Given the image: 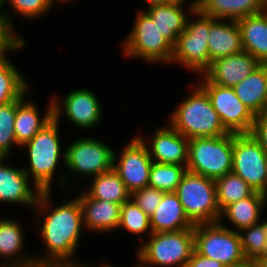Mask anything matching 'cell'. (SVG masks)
<instances>
[{"label": "cell", "instance_id": "1", "mask_svg": "<svg viewBox=\"0 0 267 267\" xmlns=\"http://www.w3.org/2000/svg\"><path fill=\"white\" fill-rule=\"evenodd\" d=\"M66 192L64 202L58 204L54 191H42L31 212V230L44 245L39 253L34 252L36 266L69 267L81 261L77 252L86 233L82 207L73 192Z\"/></svg>", "mask_w": 267, "mask_h": 267}, {"label": "cell", "instance_id": "2", "mask_svg": "<svg viewBox=\"0 0 267 267\" xmlns=\"http://www.w3.org/2000/svg\"><path fill=\"white\" fill-rule=\"evenodd\" d=\"M60 126L63 125L53 118L20 148V152L22 150H24L22 153L26 152L22 155H26L27 160L25 166L22 167L41 192L56 191L53 189V183L57 182L55 186L59 185V193H63L61 190L65 193L66 142H63L62 136L60 137L62 135L60 133L62 127ZM59 167L63 168L60 169Z\"/></svg>", "mask_w": 267, "mask_h": 267}, {"label": "cell", "instance_id": "3", "mask_svg": "<svg viewBox=\"0 0 267 267\" xmlns=\"http://www.w3.org/2000/svg\"><path fill=\"white\" fill-rule=\"evenodd\" d=\"M191 81L187 86L189 93L170 110L165 122L189 140L228 134L207 93Z\"/></svg>", "mask_w": 267, "mask_h": 267}, {"label": "cell", "instance_id": "4", "mask_svg": "<svg viewBox=\"0 0 267 267\" xmlns=\"http://www.w3.org/2000/svg\"><path fill=\"white\" fill-rule=\"evenodd\" d=\"M114 150L115 148L106 140L97 136L93 137L90 134H81L80 137L77 135V138L75 136L74 139L67 141L65 192L80 188L82 184L79 183L84 182V180V183H86L87 179L89 180V178L91 179L113 169Z\"/></svg>", "mask_w": 267, "mask_h": 267}, {"label": "cell", "instance_id": "5", "mask_svg": "<svg viewBox=\"0 0 267 267\" xmlns=\"http://www.w3.org/2000/svg\"><path fill=\"white\" fill-rule=\"evenodd\" d=\"M136 11L130 30L127 31L129 33L119 43L122 58L130 62L140 60L150 66L170 65L173 44L161 34L144 11L138 9Z\"/></svg>", "mask_w": 267, "mask_h": 267}, {"label": "cell", "instance_id": "6", "mask_svg": "<svg viewBox=\"0 0 267 267\" xmlns=\"http://www.w3.org/2000/svg\"><path fill=\"white\" fill-rule=\"evenodd\" d=\"M136 248L135 258L146 267H185L194 251V228L152 233Z\"/></svg>", "mask_w": 267, "mask_h": 267}, {"label": "cell", "instance_id": "7", "mask_svg": "<svg viewBox=\"0 0 267 267\" xmlns=\"http://www.w3.org/2000/svg\"><path fill=\"white\" fill-rule=\"evenodd\" d=\"M53 94V95H52ZM53 116L61 125L62 121L70 126L79 129L82 134L93 132L96 127L101 128V122L104 116V102L100 96L88 87H74L65 94L58 92L52 93ZM99 96V97H98ZM102 102V103H101ZM62 119V120H61Z\"/></svg>", "mask_w": 267, "mask_h": 267}, {"label": "cell", "instance_id": "8", "mask_svg": "<svg viewBox=\"0 0 267 267\" xmlns=\"http://www.w3.org/2000/svg\"><path fill=\"white\" fill-rule=\"evenodd\" d=\"M210 17L202 14L197 8L189 16L185 30L178 36L173 45L170 65L187 69V73L201 75L210 65L208 52V35Z\"/></svg>", "mask_w": 267, "mask_h": 267}, {"label": "cell", "instance_id": "9", "mask_svg": "<svg viewBox=\"0 0 267 267\" xmlns=\"http://www.w3.org/2000/svg\"><path fill=\"white\" fill-rule=\"evenodd\" d=\"M232 167L233 133L189 140L187 171L216 180Z\"/></svg>", "mask_w": 267, "mask_h": 267}, {"label": "cell", "instance_id": "10", "mask_svg": "<svg viewBox=\"0 0 267 267\" xmlns=\"http://www.w3.org/2000/svg\"><path fill=\"white\" fill-rule=\"evenodd\" d=\"M189 220L194 224L218 223L215 180L187 171L175 191Z\"/></svg>", "mask_w": 267, "mask_h": 267}, {"label": "cell", "instance_id": "11", "mask_svg": "<svg viewBox=\"0 0 267 267\" xmlns=\"http://www.w3.org/2000/svg\"><path fill=\"white\" fill-rule=\"evenodd\" d=\"M194 250L225 266L245 258L238 231L226 228L219 222L194 226Z\"/></svg>", "mask_w": 267, "mask_h": 267}, {"label": "cell", "instance_id": "12", "mask_svg": "<svg viewBox=\"0 0 267 267\" xmlns=\"http://www.w3.org/2000/svg\"><path fill=\"white\" fill-rule=\"evenodd\" d=\"M232 172L255 192L267 195V154L252 134L233 133Z\"/></svg>", "mask_w": 267, "mask_h": 267}, {"label": "cell", "instance_id": "13", "mask_svg": "<svg viewBox=\"0 0 267 267\" xmlns=\"http://www.w3.org/2000/svg\"><path fill=\"white\" fill-rule=\"evenodd\" d=\"M127 142L123 148H119L120 151L118 148L114 150L113 169L124 182L128 192L132 194L149 185L153 161L147 146L136 134Z\"/></svg>", "mask_w": 267, "mask_h": 267}, {"label": "cell", "instance_id": "14", "mask_svg": "<svg viewBox=\"0 0 267 267\" xmlns=\"http://www.w3.org/2000/svg\"><path fill=\"white\" fill-rule=\"evenodd\" d=\"M208 95L214 110L229 133L251 134L255 115L236 96L233 87L197 83Z\"/></svg>", "mask_w": 267, "mask_h": 267}, {"label": "cell", "instance_id": "15", "mask_svg": "<svg viewBox=\"0 0 267 267\" xmlns=\"http://www.w3.org/2000/svg\"><path fill=\"white\" fill-rule=\"evenodd\" d=\"M154 130L152 134L148 132L145 134L142 130L136 131V135L147 146L152 161L159 164L187 166L189 139L167 122L165 125L158 124Z\"/></svg>", "mask_w": 267, "mask_h": 267}, {"label": "cell", "instance_id": "16", "mask_svg": "<svg viewBox=\"0 0 267 267\" xmlns=\"http://www.w3.org/2000/svg\"><path fill=\"white\" fill-rule=\"evenodd\" d=\"M11 161L12 158L0 157V207L4 204L13 208L24 206L31 212L41 191L30 180L23 167L15 166Z\"/></svg>", "mask_w": 267, "mask_h": 267}, {"label": "cell", "instance_id": "17", "mask_svg": "<svg viewBox=\"0 0 267 267\" xmlns=\"http://www.w3.org/2000/svg\"><path fill=\"white\" fill-rule=\"evenodd\" d=\"M7 216H0V267H37L34 251L27 249L26 226Z\"/></svg>", "mask_w": 267, "mask_h": 267}, {"label": "cell", "instance_id": "18", "mask_svg": "<svg viewBox=\"0 0 267 267\" xmlns=\"http://www.w3.org/2000/svg\"><path fill=\"white\" fill-rule=\"evenodd\" d=\"M260 65L261 63L255 57L243 50L236 54L215 59L194 80L196 83H213L224 87H234Z\"/></svg>", "mask_w": 267, "mask_h": 267}, {"label": "cell", "instance_id": "19", "mask_svg": "<svg viewBox=\"0 0 267 267\" xmlns=\"http://www.w3.org/2000/svg\"><path fill=\"white\" fill-rule=\"evenodd\" d=\"M71 192H74L73 194L81 204L86 234L88 232L91 233L90 235L93 233L113 235L114 232H117L122 205L106 200L93 199L81 188H76Z\"/></svg>", "mask_w": 267, "mask_h": 267}, {"label": "cell", "instance_id": "20", "mask_svg": "<svg viewBox=\"0 0 267 267\" xmlns=\"http://www.w3.org/2000/svg\"><path fill=\"white\" fill-rule=\"evenodd\" d=\"M30 89L21 99H16V116L14 121V133L17 145L21 148L29 142L47 123L53 118V99L50 95L46 99L45 110L39 107L38 103L32 99ZM36 102V103H35ZM40 108V109H39ZM43 112V113H42Z\"/></svg>", "mask_w": 267, "mask_h": 267}, {"label": "cell", "instance_id": "21", "mask_svg": "<svg viewBox=\"0 0 267 267\" xmlns=\"http://www.w3.org/2000/svg\"><path fill=\"white\" fill-rule=\"evenodd\" d=\"M196 9V0L151 6L144 12L173 45L178 36L185 30L189 16Z\"/></svg>", "mask_w": 267, "mask_h": 267}, {"label": "cell", "instance_id": "22", "mask_svg": "<svg viewBox=\"0 0 267 267\" xmlns=\"http://www.w3.org/2000/svg\"><path fill=\"white\" fill-rule=\"evenodd\" d=\"M265 209H267V195L254 191L250 196L227 205L221 211L219 223L226 228L239 231L265 217L264 214L267 212Z\"/></svg>", "mask_w": 267, "mask_h": 267}, {"label": "cell", "instance_id": "23", "mask_svg": "<svg viewBox=\"0 0 267 267\" xmlns=\"http://www.w3.org/2000/svg\"><path fill=\"white\" fill-rule=\"evenodd\" d=\"M27 45H29L27 40H20L0 60V106L21 99L30 89H33L31 82L20 71V66L17 67L11 58L14 53L19 54L24 51Z\"/></svg>", "mask_w": 267, "mask_h": 267}, {"label": "cell", "instance_id": "24", "mask_svg": "<svg viewBox=\"0 0 267 267\" xmlns=\"http://www.w3.org/2000/svg\"><path fill=\"white\" fill-rule=\"evenodd\" d=\"M243 51L238 23L210 17L208 52L210 63L215 59Z\"/></svg>", "mask_w": 267, "mask_h": 267}, {"label": "cell", "instance_id": "25", "mask_svg": "<svg viewBox=\"0 0 267 267\" xmlns=\"http://www.w3.org/2000/svg\"><path fill=\"white\" fill-rule=\"evenodd\" d=\"M152 233L194 228L175 192L164 193L161 202L150 216Z\"/></svg>", "mask_w": 267, "mask_h": 267}, {"label": "cell", "instance_id": "26", "mask_svg": "<svg viewBox=\"0 0 267 267\" xmlns=\"http://www.w3.org/2000/svg\"><path fill=\"white\" fill-rule=\"evenodd\" d=\"M243 50L267 64V15L257 13L237 20Z\"/></svg>", "mask_w": 267, "mask_h": 267}, {"label": "cell", "instance_id": "27", "mask_svg": "<svg viewBox=\"0 0 267 267\" xmlns=\"http://www.w3.org/2000/svg\"><path fill=\"white\" fill-rule=\"evenodd\" d=\"M233 89L255 116L267 111V64H261Z\"/></svg>", "mask_w": 267, "mask_h": 267}, {"label": "cell", "instance_id": "28", "mask_svg": "<svg viewBox=\"0 0 267 267\" xmlns=\"http://www.w3.org/2000/svg\"><path fill=\"white\" fill-rule=\"evenodd\" d=\"M54 6L57 5L52 0H5V30L11 32L19 40H26L24 35L21 36L19 31H16L14 19L22 18L24 19L22 22L26 21L27 23L39 21V19L49 16L55 8Z\"/></svg>", "mask_w": 267, "mask_h": 267}, {"label": "cell", "instance_id": "29", "mask_svg": "<svg viewBox=\"0 0 267 267\" xmlns=\"http://www.w3.org/2000/svg\"><path fill=\"white\" fill-rule=\"evenodd\" d=\"M196 8L214 19L237 21L260 13V0H196Z\"/></svg>", "mask_w": 267, "mask_h": 267}, {"label": "cell", "instance_id": "30", "mask_svg": "<svg viewBox=\"0 0 267 267\" xmlns=\"http://www.w3.org/2000/svg\"><path fill=\"white\" fill-rule=\"evenodd\" d=\"M87 181L89 184L88 182L82 183L85 188L84 186L80 188L93 199L106 200L120 205L130 199L131 194L114 169L99 174Z\"/></svg>", "mask_w": 267, "mask_h": 267}, {"label": "cell", "instance_id": "31", "mask_svg": "<svg viewBox=\"0 0 267 267\" xmlns=\"http://www.w3.org/2000/svg\"><path fill=\"white\" fill-rule=\"evenodd\" d=\"M122 230L126 234L129 233L140 239L136 246L141 245L145 241V236L147 239L152 234L150 217L131 198L121 206L120 222L117 231L122 232Z\"/></svg>", "mask_w": 267, "mask_h": 267}, {"label": "cell", "instance_id": "32", "mask_svg": "<svg viewBox=\"0 0 267 267\" xmlns=\"http://www.w3.org/2000/svg\"><path fill=\"white\" fill-rule=\"evenodd\" d=\"M238 234L245 258L258 260L267 253V216L239 230Z\"/></svg>", "mask_w": 267, "mask_h": 267}, {"label": "cell", "instance_id": "33", "mask_svg": "<svg viewBox=\"0 0 267 267\" xmlns=\"http://www.w3.org/2000/svg\"><path fill=\"white\" fill-rule=\"evenodd\" d=\"M215 183L220 211L230 203L244 199L254 192L247 182L233 172L216 179Z\"/></svg>", "mask_w": 267, "mask_h": 267}, {"label": "cell", "instance_id": "34", "mask_svg": "<svg viewBox=\"0 0 267 267\" xmlns=\"http://www.w3.org/2000/svg\"><path fill=\"white\" fill-rule=\"evenodd\" d=\"M186 172L187 166H181L178 164H159L153 162L151 165L148 186L165 193L175 192Z\"/></svg>", "mask_w": 267, "mask_h": 267}, {"label": "cell", "instance_id": "35", "mask_svg": "<svg viewBox=\"0 0 267 267\" xmlns=\"http://www.w3.org/2000/svg\"><path fill=\"white\" fill-rule=\"evenodd\" d=\"M15 116L16 100L0 106V157L11 158L15 149L20 152L14 133Z\"/></svg>", "mask_w": 267, "mask_h": 267}, {"label": "cell", "instance_id": "36", "mask_svg": "<svg viewBox=\"0 0 267 267\" xmlns=\"http://www.w3.org/2000/svg\"><path fill=\"white\" fill-rule=\"evenodd\" d=\"M164 193L156 188L147 186L134 191L130 198L150 217L161 202Z\"/></svg>", "mask_w": 267, "mask_h": 267}, {"label": "cell", "instance_id": "37", "mask_svg": "<svg viewBox=\"0 0 267 267\" xmlns=\"http://www.w3.org/2000/svg\"><path fill=\"white\" fill-rule=\"evenodd\" d=\"M251 134L267 154V111L256 115Z\"/></svg>", "mask_w": 267, "mask_h": 267}, {"label": "cell", "instance_id": "38", "mask_svg": "<svg viewBox=\"0 0 267 267\" xmlns=\"http://www.w3.org/2000/svg\"><path fill=\"white\" fill-rule=\"evenodd\" d=\"M185 267H225L224 264L193 251Z\"/></svg>", "mask_w": 267, "mask_h": 267}, {"label": "cell", "instance_id": "39", "mask_svg": "<svg viewBox=\"0 0 267 267\" xmlns=\"http://www.w3.org/2000/svg\"><path fill=\"white\" fill-rule=\"evenodd\" d=\"M20 40L11 32L3 30L0 33V60L19 42Z\"/></svg>", "mask_w": 267, "mask_h": 267}, {"label": "cell", "instance_id": "40", "mask_svg": "<svg viewBox=\"0 0 267 267\" xmlns=\"http://www.w3.org/2000/svg\"><path fill=\"white\" fill-rule=\"evenodd\" d=\"M92 263H93V261L87 262V260L83 261L81 259V261H79L78 263H75L73 265H70L69 267H117L116 265H113V263L111 264L108 260L97 261L94 264H92Z\"/></svg>", "mask_w": 267, "mask_h": 267}, {"label": "cell", "instance_id": "41", "mask_svg": "<svg viewBox=\"0 0 267 267\" xmlns=\"http://www.w3.org/2000/svg\"><path fill=\"white\" fill-rule=\"evenodd\" d=\"M139 1H141L142 4H144L143 6H145V7L142 6L141 9L139 8V10L145 11L146 9L150 8L151 6L181 2L183 0H139Z\"/></svg>", "mask_w": 267, "mask_h": 267}, {"label": "cell", "instance_id": "42", "mask_svg": "<svg viewBox=\"0 0 267 267\" xmlns=\"http://www.w3.org/2000/svg\"><path fill=\"white\" fill-rule=\"evenodd\" d=\"M225 267H259L257 260L244 258L238 263L227 265Z\"/></svg>", "mask_w": 267, "mask_h": 267}, {"label": "cell", "instance_id": "43", "mask_svg": "<svg viewBox=\"0 0 267 267\" xmlns=\"http://www.w3.org/2000/svg\"><path fill=\"white\" fill-rule=\"evenodd\" d=\"M5 0H0V23L2 24L3 28L5 29Z\"/></svg>", "mask_w": 267, "mask_h": 267}, {"label": "cell", "instance_id": "44", "mask_svg": "<svg viewBox=\"0 0 267 267\" xmlns=\"http://www.w3.org/2000/svg\"><path fill=\"white\" fill-rule=\"evenodd\" d=\"M56 5H58L59 7H61L62 5H69L70 3H74V4H77L76 1H79V0H52Z\"/></svg>", "mask_w": 267, "mask_h": 267}, {"label": "cell", "instance_id": "45", "mask_svg": "<svg viewBox=\"0 0 267 267\" xmlns=\"http://www.w3.org/2000/svg\"><path fill=\"white\" fill-rule=\"evenodd\" d=\"M257 262L259 267H267V253L264 256L260 257Z\"/></svg>", "mask_w": 267, "mask_h": 267}, {"label": "cell", "instance_id": "46", "mask_svg": "<svg viewBox=\"0 0 267 267\" xmlns=\"http://www.w3.org/2000/svg\"><path fill=\"white\" fill-rule=\"evenodd\" d=\"M260 13L267 15V0H260Z\"/></svg>", "mask_w": 267, "mask_h": 267}, {"label": "cell", "instance_id": "47", "mask_svg": "<svg viewBox=\"0 0 267 267\" xmlns=\"http://www.w3.org/2000/svg\"><path fill=\"white\" fill-rule=\"evenodd\" d=\"M134 259H136V263L132 264L131 266L129 267H146L145 265H143L137 258L134 257Z\"/></svg>", "mask_w": 267, "mask_h": 267}, {"label": "cell", "instance_id": "48", "mask_svg": "<svg viewBox=\"0 0 267 267\" xmlns=\"http://www.w3.org/2000/svg\"><path fill=\"white\" fill-rule=\"evenodd\" d=\"M4 30L2 24L0 23V33Z\"/></svg>", "mask_w": 267, "mask_h": 267}]
</instances>
